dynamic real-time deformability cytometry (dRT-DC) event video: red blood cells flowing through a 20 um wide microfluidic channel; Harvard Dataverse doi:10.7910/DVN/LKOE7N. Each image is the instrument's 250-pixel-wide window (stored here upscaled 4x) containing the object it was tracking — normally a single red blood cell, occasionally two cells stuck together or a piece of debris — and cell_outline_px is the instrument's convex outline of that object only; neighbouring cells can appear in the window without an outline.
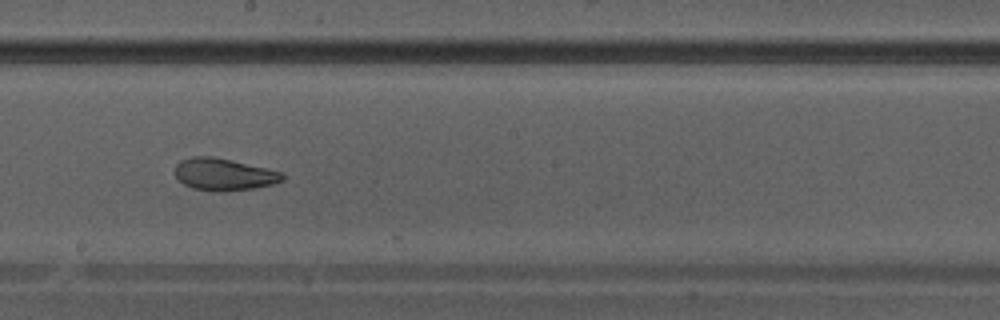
{"species": "Egyptian fruit bat (a non-hibernating species)", "species_latin": "Rousettus aegyptiacus", "temperature_condition": "warm", "stored_images_in_passage": 40, "camera_frame_rate_fps": 3000, "um_per_image_px": 0.085, "animal": {"sex": "male"}, "frame": {"image": 1, "passage_image": 23, "time_ms": 7.333, "image_size_px": [1000, 320], "cell_outline_px": [[284, 180], [272, 184], [252, 188], [216, 192], [192, 188], [184, 184], [176, 176], [176, 164], [180, 160], [192, 156], [212, 156], [284, 172]], "centroid_in_image_um": [19.02, 14.82], "position_along_channel_um": 229.2, "area_um2": 19.94}}